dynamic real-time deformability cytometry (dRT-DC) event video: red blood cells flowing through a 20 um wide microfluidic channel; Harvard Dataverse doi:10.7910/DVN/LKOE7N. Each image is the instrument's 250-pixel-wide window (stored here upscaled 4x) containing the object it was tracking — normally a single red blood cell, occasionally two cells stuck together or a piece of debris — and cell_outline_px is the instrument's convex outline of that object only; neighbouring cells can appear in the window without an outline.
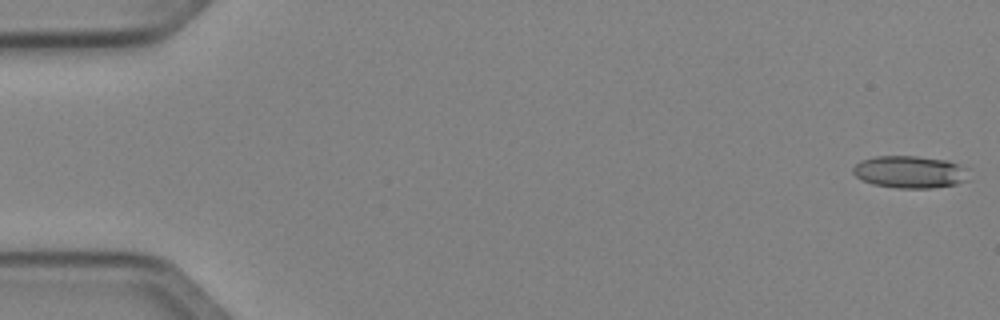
{"species": "Egyptian fruit bat (a non-hibernating species)", "species_latin": "Rousettus aegyptiacus", "temperature_condition": "cold", "stored_images_in_passage": 50, "camera_frame_rate_fps": 3000, "um_per_image_px": 0.085, "animal": {"sex": "female"}, "frame": {"image": 1, "passage_image": 1, "time_ms": 0.0, "image_size_px": [1000, 320], "cell_outline_px": [[968, 180], [956, 184], [932, 188], [896, 188], [872, 184], [856, 176], [852, 172], [852, 168], [860, 160], [876, 156], [916, 156], [948, 160], [968, 168]], "centroid_in_image_um": [77.36, 14.61], "position_along_channel_um": 7.6, "area_um2": 21.96}}
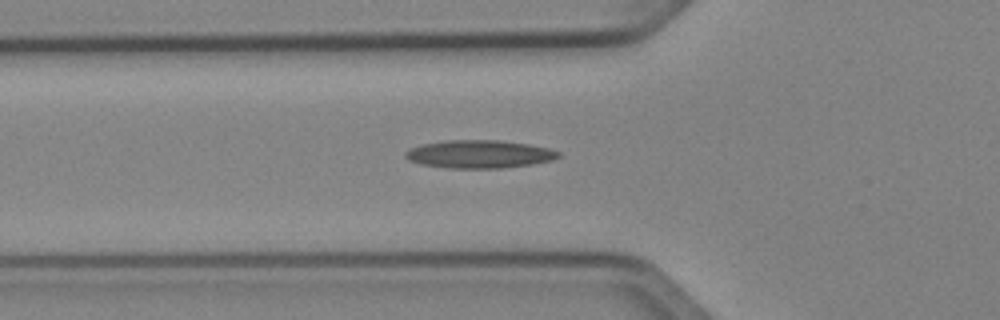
{"frame": {"image": 2, "passage_image": 18, "time_ms": 5.667, "image_size_px": [1000, 320], "cell_outline_px": [[560, 156], [552, 160], [532, 164], [500, 168], [452, 168], [424, 164], [408, 160], [404, 156], [404, 152], [420, 144], [448, 140], [500, 140], [528, 144], [548, 148], [560, 152]], "centroid_in_image_um": [40.74, 13.09], "position_along_channel_um": 85.1, "area_um2": 24.8}}
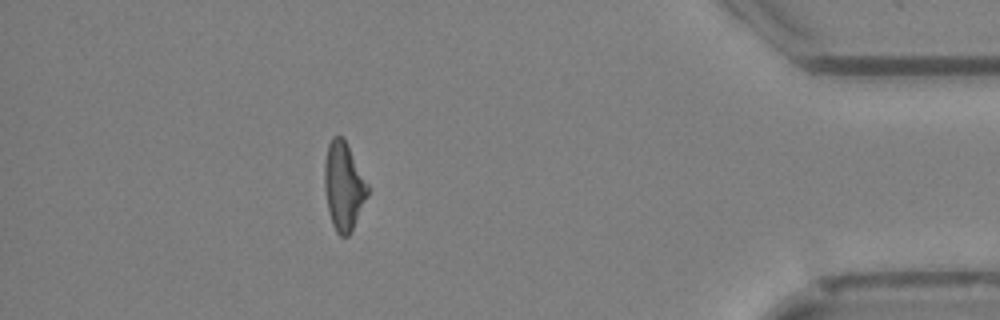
{"frame": {"image": 3, "passage_image": 45, "time_ms": 14.667, "image_size_px": [1000, 320], "cell_outline_px": [[368, 196], [348, 236], [340, 236], [336, 232], [332, 224], [328, 212], [324, 188], [324, 164], [328, 144], [332, 136], [344, 136], [368, 184]], "centroid_in_image_um": [29.19, 15.79], "position_along_channel_um": 406.0, "area_um2": 22.25}, "authors_computed_cell_mechanics": {"area_um2": 22.3108, "velocity_mm_per_s": 4.0871, "shape_relaxation_time_tau1_ms": null, "shape_relaxation_time_tau2_ms": 6.1325, "deformation_change_tau1": null, "deformation_change_tau2": 0.2016}}